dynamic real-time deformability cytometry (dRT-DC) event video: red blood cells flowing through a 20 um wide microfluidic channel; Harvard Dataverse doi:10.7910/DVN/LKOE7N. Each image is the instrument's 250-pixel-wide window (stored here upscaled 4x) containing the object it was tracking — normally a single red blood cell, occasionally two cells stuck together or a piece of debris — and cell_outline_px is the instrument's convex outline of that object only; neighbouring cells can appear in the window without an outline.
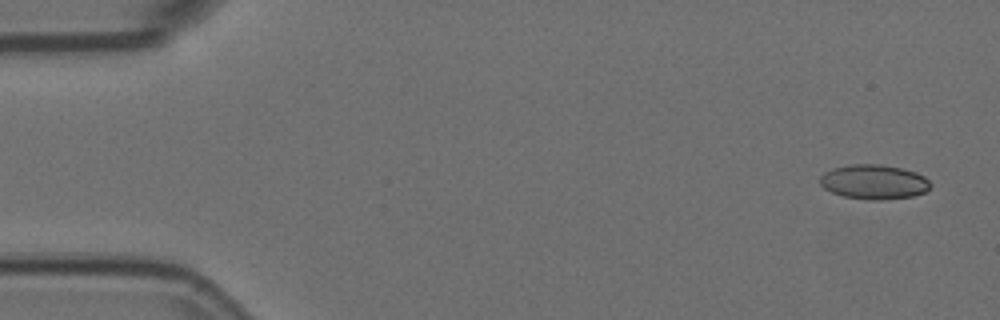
{"species": "Egyptian fruit bat (a non-hibernating species)", "species_latin": "Rousettus aegyptiacus", "temperature_condition": "room temperature", "stored_images_in_passage": 5, "camera_frame_rate_fps": 3000, "um_per_image_px": 0.085, "animal": {"sex": "female"}, "frame": {"image": 1, "passage_image": 1, "time_ms": 0.0, "image_size_px": [1000, 320], "cell_outline_px": [[932, 184], [924, 192], [912, 196], [880, 200], [868, 200], [844, 196], [832, 192], [824, 188], [820, 184], [820, 176], [824, 172], [832, 168], [848, 164], [880, 164], [904, 168], [916, 172], [924, 176]], "centroid_in_image_um": [74.27, 15.45], "position_along_channel_um": 10.7, "area_um2": 22.37}}
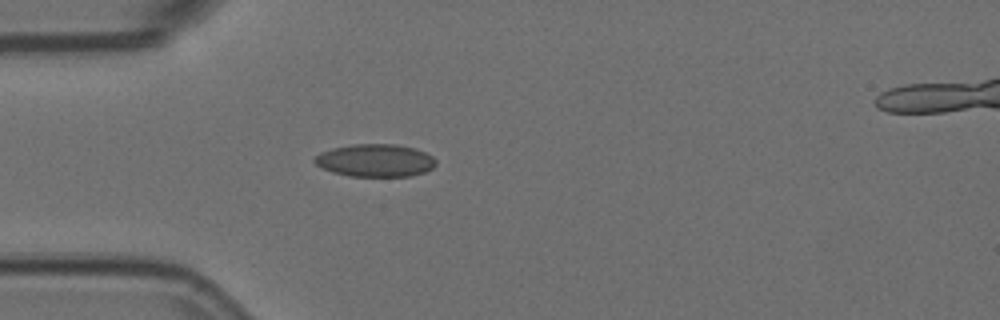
{"frame": {"image": 2, "passage_image": 5, "time_ms": 1.333, "image_size_px": [1000, 320], "cell_outline_px": [[436, 164], [432, 168], [424, 172], [412, 176], [348, 176], [332, 172], [316, 164], [312, 160], [320, 152], [332, 148], [352, 144], [396, 144], [416, 148], [432, 156], [436, 160]], "centroid_in_image_um": [31.9, 13.63], "position_along_channel_um": 53.1, "area_um2": 23.18}}